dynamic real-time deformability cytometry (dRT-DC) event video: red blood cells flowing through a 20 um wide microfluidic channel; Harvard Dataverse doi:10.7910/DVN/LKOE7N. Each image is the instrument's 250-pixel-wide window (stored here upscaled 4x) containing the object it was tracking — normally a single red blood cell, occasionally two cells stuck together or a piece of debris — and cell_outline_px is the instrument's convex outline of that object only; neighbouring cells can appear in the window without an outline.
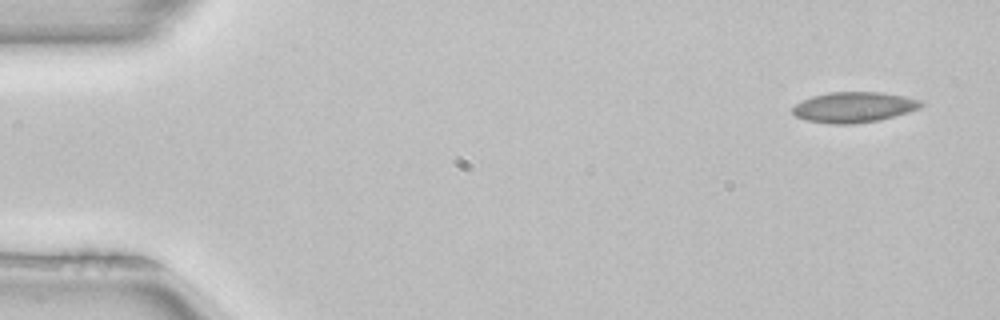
{"species": "common noctule bat (a hibernating species)", "species_latin": "Nyctalus noctula", "temperature_condition": "room temperature", "stored_images_in_passage": 4, "camera_frame_rate_fps": 3000, "um_per_image_px": 0.085, "animal": {"sex": "female", "body_mass_g": 22.7, "forearm_length_mm": 54.2}, "frame": {"image": 1, "passage_image": 1, "time_ms": 0.0, "image_size_px": [1000, 320], "cell_outline_px": [[924, 104], [920, 108], [908, 112], [880, 120], [852, 124], [832, 124], [808, 120], [796, 116], [792, 112], [792, 108], [796, 104], [812, 96], [828, 92], [880, 92], [904, 96], [920, 100]], "centroid_in_image_um": [72.6, 9.11], "position_along_channel_um": 12.4, "area_um2": 22.72}}
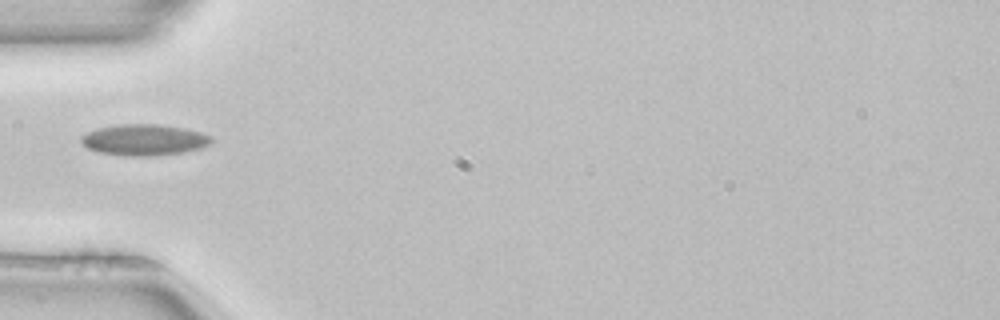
{"frame": {"image": 2, "passage_image": 4, "time_ms": 1.0, "image_size_px": [1000, 320], "cell_outline_px": [[212, 140], [208, 144], [200, 148], [184, 152], [152, 156], [132, 156], [100, 152], [88, 148], [80, 140], [80, 136], [88, 132], [100, 128], [116, 124], [156, 124], [184, 128], [200, 132], [212, 136]], "centroid_in_image_um": [12.26, 11.88], "position_along_channel_um": 72.7, "area_um2": 23.41}}